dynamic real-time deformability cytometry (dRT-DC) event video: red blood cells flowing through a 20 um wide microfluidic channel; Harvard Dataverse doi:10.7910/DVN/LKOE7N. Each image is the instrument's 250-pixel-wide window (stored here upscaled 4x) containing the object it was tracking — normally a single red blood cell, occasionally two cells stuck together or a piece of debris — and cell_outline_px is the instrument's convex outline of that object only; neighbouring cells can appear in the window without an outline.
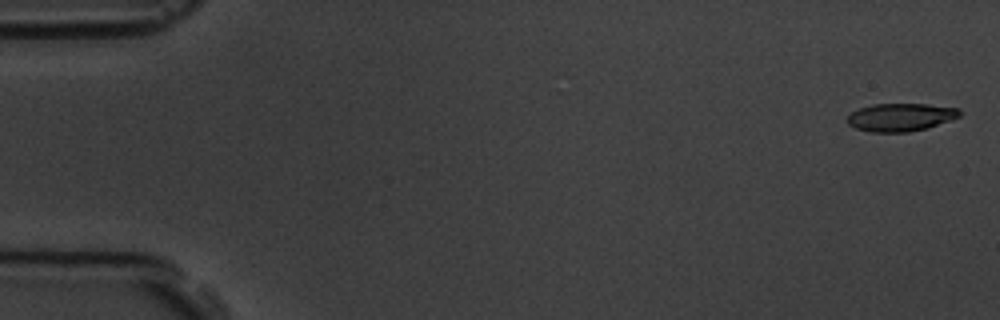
{"species": "common noctule bat (a hibernating species)", "species_latin": "Nyctalus noctula", "temperature_condition": "room temperature", "stored_images_in_passage": 5, "camera_frame_rate_fps": 3000, "um_per_image_px": 0.085, "animal": {"sex": "male", "body_mass_g": 19.5, "forearm_length_mm": 54.6}, "frame": {"image": 1, "passage_image": 1, "time_ms": 0.0, "image_size_px": [1000, 320], "cell_outline_px": [[960, 116], [952, 120], [928, 128], [908, 132], [872, 132], [856, 128], [848, 124], [848, 116], [852, 112], [860, 108], [872, 104], [924, 104], [960, 108]], "centroid_in_image_um": [76.58, 9.96], "position_along_channel_um": 8.4, "area_um2": 18.26}}
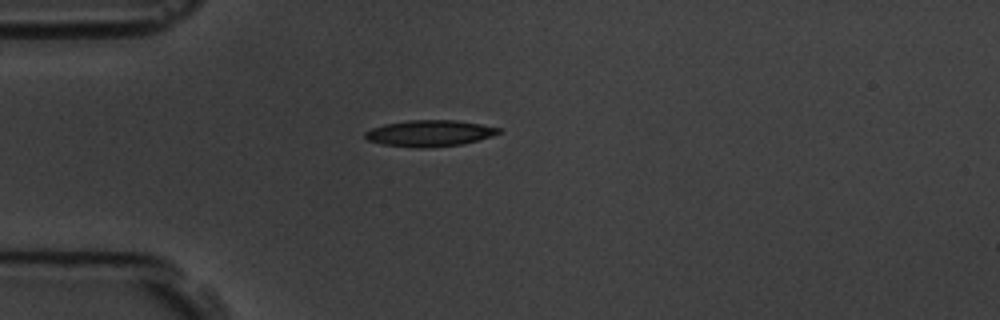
{"frame": {"image": 2, "passage_image": 5, "time_ms": 4.667, "image_size_px": [1000, 320], "cell_outline_px": [[500, 132], [492, 136], [464, 144], [420, 148], [416, 148], [384, 144], [368, 140], [364, 136], [364, 132], [372, 128], [384, 124], [408, 120], [456, 120], [480, 124], [500, 128]], "centroid_in_image_um": [36.51, 11.32], "position_along_channel_um": 48.5, "area_um2": 20.35}}